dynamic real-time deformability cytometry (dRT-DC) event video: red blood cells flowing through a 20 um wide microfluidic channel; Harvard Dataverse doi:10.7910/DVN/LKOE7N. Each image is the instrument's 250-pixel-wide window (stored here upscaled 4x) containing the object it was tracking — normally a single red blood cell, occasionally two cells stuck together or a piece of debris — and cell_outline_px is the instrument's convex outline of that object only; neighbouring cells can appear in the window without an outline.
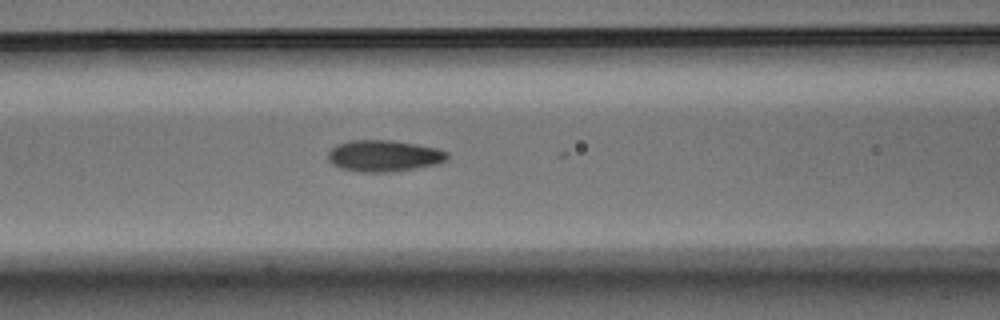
{"species": "Egyptian fruit bat (a non-hibernating species)", "species_latin": "Rousettus aegyptiacus", "temperature_condition": "warm", "stored_images_in_passage": 7, "camera_frame_rate_fps": 3000, "um_per_image_px": 0.085, "animal": {"sex": "male"}, "frame": {"image": 1, "passage_image": 4, "time_ms": 1.0, "image_size_px": [1000, 320], "cell_outline_px": [[448, 160], [440, 164], [392, 172], [360, 172], [340, 168], [332, 164], [328, 160], [328, 152], [336, 144], [348, 140], [392, 140], [416, 144], [436, 148], [448, 152]], "centroid_in_image_um": [32.64, 13.25], "position_along_channel_um": 134.0, "area_um2": 22.14}}